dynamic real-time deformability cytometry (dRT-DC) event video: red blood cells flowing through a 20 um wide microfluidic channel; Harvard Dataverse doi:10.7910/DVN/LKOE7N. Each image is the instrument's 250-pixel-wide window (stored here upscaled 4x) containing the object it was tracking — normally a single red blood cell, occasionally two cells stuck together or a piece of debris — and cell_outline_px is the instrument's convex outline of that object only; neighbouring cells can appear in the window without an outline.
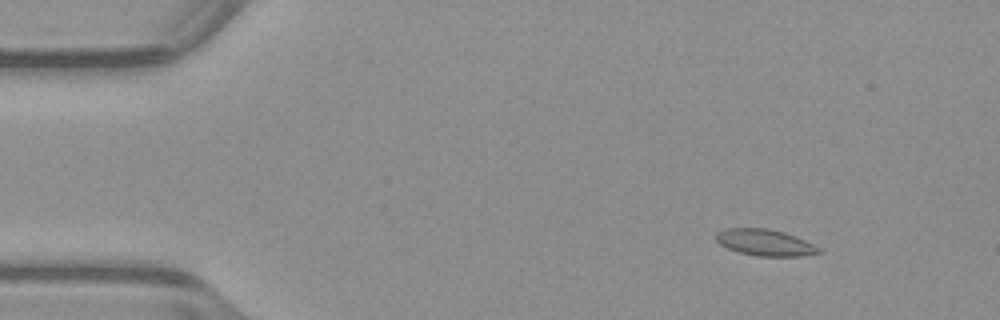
{"species": "common noctule bat (a hibernating species)", "species_latin": "Nyctalus noctula", "temperature_condition": "warm", "stored_images_in_passage": 53, "camera_frame_rate_fps": 3000, "um_per_image_px": 0.085, "animal": {"sex": "male", "body_mass_g": 23.1, "forearm_length_mm": 52.7}, "frame": {"image": 1, "passage_image": 7, "time_ms": 2.0, "image_size_px": [1000, 320], "cell_outline_px": [[820, 252], [800, 256], [756, 256], [740, 252], [728, 248], [720, 244], [716, 240], [716, 232], [724, 228], [768, 228], [784, 232], [796, 236], [820, 248]], "centroid_in_image_um": [64.99, 20.6], "position_along_channel_um": 20.0, "area_um2": 15.72}}
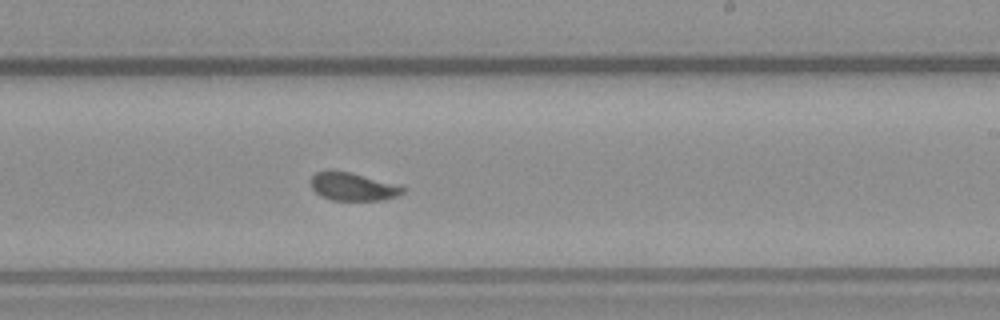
{"frame": {"image": 2, "passage_image": 32, "time_ms": 10.333, "image_size_px": [1000, 320], "cell_outline_px": [[408, 188], [404, 192], [396, 196], [384, 200], [332, 200], [320, 196], [312, 188], [312, 176], [316, 172], [352, 172]], "centroid_in_image_um": [30.03, 15.89], "position_along_channel_um": 259.0, "area_um2": 14.68}}
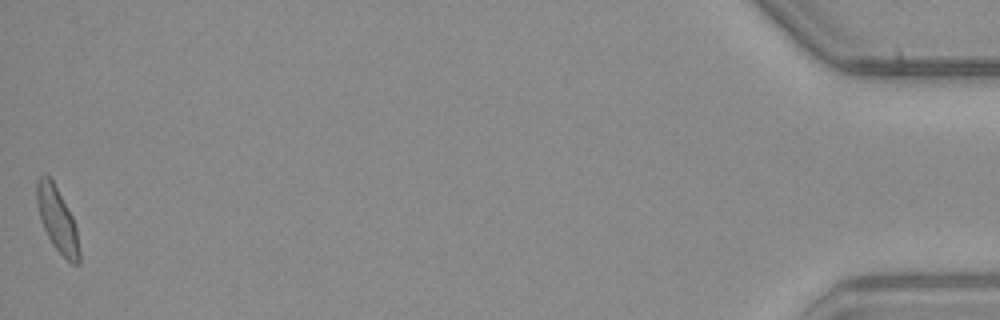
{"frame": {"image": 3, "passage_image": 53, "time_ms": 17.333, "image_size_px": [1000, 320], "cell_outline_px": [[80, 264], [72, 264], [52, 244], [44, 228], [40, 216], [36, 200], [36, 180], [44, 172], [52, 180], [72, 216], [76, 228], [80, 252]], "centroid_in_image_um": [4.86, 18.65], "position_along_channel_um": 430.3, "area_um2": 15.72}, "authors_computed_cell_mechanics": {"area_um2": 15.5482, "velocity_mm_per_s": 3.9542, "shape_relaxation_time_tau1_ms": 10.6972, "shape_relaxation_time_tau2_ms": null, "deformation_change_tau1": 0.1934, "deformation_change_tau2": null}}